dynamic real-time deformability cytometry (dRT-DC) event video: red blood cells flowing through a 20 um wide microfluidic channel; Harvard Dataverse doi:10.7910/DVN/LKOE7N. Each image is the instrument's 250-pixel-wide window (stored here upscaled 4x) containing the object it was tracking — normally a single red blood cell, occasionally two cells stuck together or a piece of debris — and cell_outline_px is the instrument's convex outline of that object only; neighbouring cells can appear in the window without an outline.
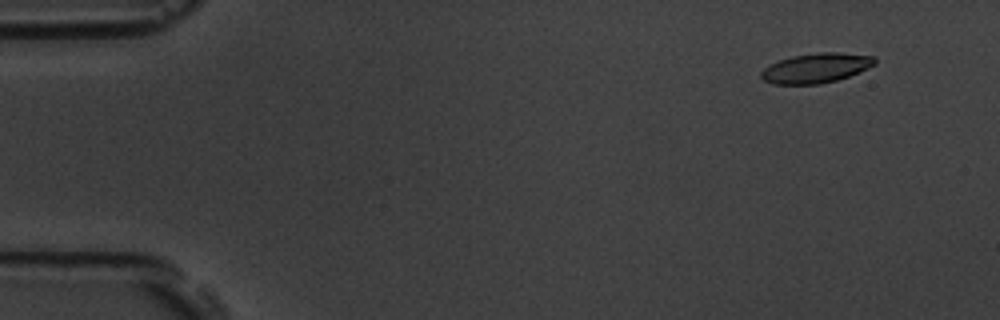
{"species": "common noctule bat (a hibernating species)", "species_latin": "Nyctalus noctula", "temperature_condition": "room temperature", "stored_images_in_passage": 51, "camera_frame_rate_fps": 3000, "um_per_image_px": 0.085, "animal": {"sex": "male", "body_mass_g": 19.5, "forearm_length_mm": 54.6}, "frame": {"image": 1, "passage_image": 1, "time_ms": 0.0, "image_size_px": [1000, 320], "cell_outline_px": [[876, 64], [868, 68], [848, 76], [836, 80], [820, 84], [772, 84], [764, 80], [760, 76], [760, 72], [768, 64], [792, 56], [820, 52], [836, 52], [876, 56]], "centroid_in_image_um": [69.35, 5.78], "position_along_channel_um": 15.6, "area_um2": 19.71}}
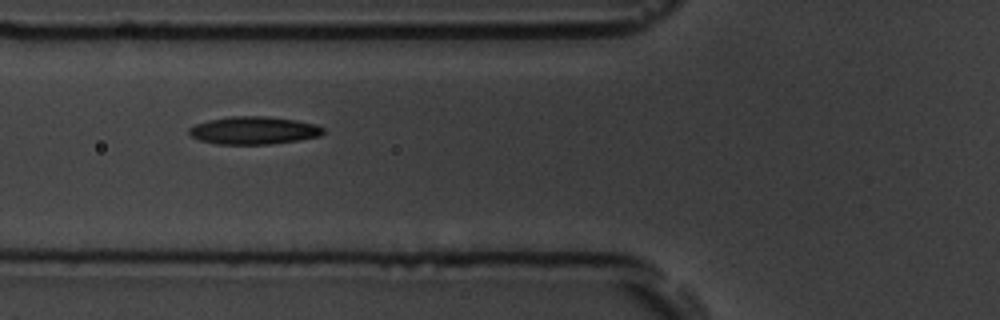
{"frame": {"image": 2, "passage_image": 17, "time_ms": 5.333, "image_size_px": [1000, 320], "cell_outline_px": [[324, 132], [320, 136], [300, 140], [272, 144], [216, 144], [200, 140], [192, 136], [188, 132], [188, 128], [196, 124], [208, 120], [232, 116], [268, 116], [296, 120], [316, 124], [324, 128]], "centroid_in_image_um": [21.59, 11.08], "position_along_channel_um": 104.2, "area_um2": 21.79}}
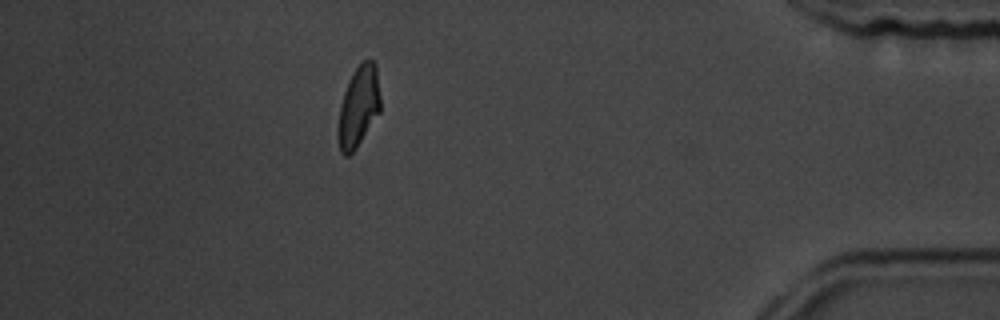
{"frame": {"image": 3, "passage_image": 45, "time_ms": 14.667, "image_size_px": [1000, 320], "cell_outline_px": [[380, 112], [356, 148], [348, 156], [344, 156], [340, 152], [336, 136], [336, 132], [340, 104], [344, 92], [352, 72], [364, 60], [372, 60], [376, 64], [380, 96]], "centroid_in_image_um": [30.45, 9.09], "position_along_channel_um": 404.8, "area_um2": 20.17}, "authors_computed_cell_mechanics": {"area_um2": 20.519, "velocity_mm_per_s": 3.7212, "shape_relaxation_time_tau1_ms": 6.5005, "shape_relaxation_time_tau2_ms": 3.5978, "deformation_change_tau1": 0.1591, "deformation_change_tau2": 0.1153}}